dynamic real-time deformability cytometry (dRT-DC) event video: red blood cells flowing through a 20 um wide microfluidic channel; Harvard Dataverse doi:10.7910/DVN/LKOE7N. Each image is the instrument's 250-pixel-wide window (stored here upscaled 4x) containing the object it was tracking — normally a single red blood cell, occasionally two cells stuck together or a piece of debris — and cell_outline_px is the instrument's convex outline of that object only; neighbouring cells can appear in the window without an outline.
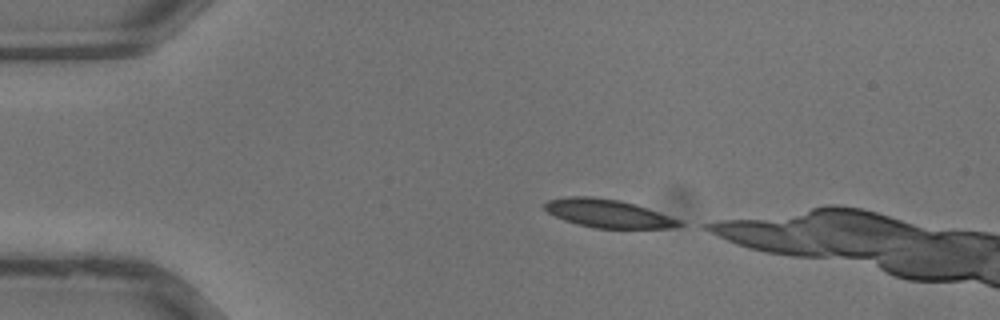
{"species": "common noctule bat (a hibernating species)", "species_latin": "Nyctalus noctula", "temperature_condition": "warm", "stored_images_in_passage": 8, "camera_frame_rate_fps": 3000, "um_per_image_px": 0.085, "animal": {"sex": "male", "body_mass_g": 13.3}, "frame": {"image": 1, "passage_image": 1, "time_ms": 0.0, "image_size_px": [1000, 320], "cell_outline_px": [[684, 224], [676, 228], [596, 228], [564, 220], [548, 212], [544, 208], [544, 204], [548, 200], [564, 196], [592, 196], [620, 200], [636, 204], [680, 220]], "centroid_in_image_um": [51.69, 18.13], "position_along_channel_um": 33.3, "area_um2": 22.08}}
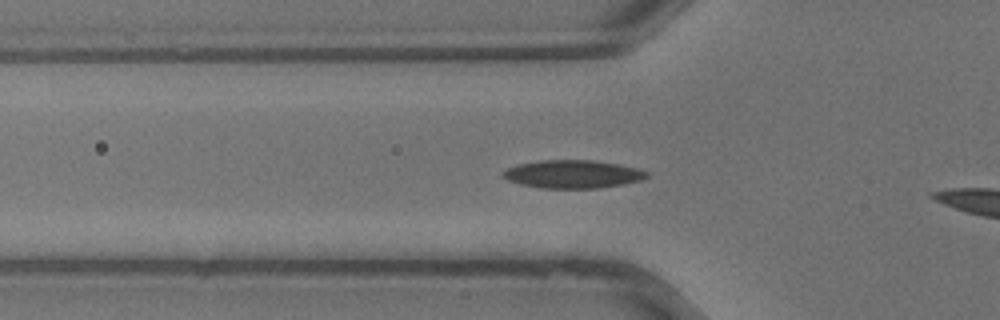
{"frame": {"image": 2, "passage_image": 6, "time_ms": 1.667, "image_size_px": [1000, 320], "cell_outline_px": [[648, 176], [640, 180], [600, 188], [540, 188], [520, 184], [508, 180], [500, 176], [500, 172], [508, 168], [520, 164], [540, 160], [592, 160], [640, 168], [648, 172]], "centroid_in_image_um": [48.65, 14.8], "position_along_channel_um": 77.2, "area_um2": 23.47}}